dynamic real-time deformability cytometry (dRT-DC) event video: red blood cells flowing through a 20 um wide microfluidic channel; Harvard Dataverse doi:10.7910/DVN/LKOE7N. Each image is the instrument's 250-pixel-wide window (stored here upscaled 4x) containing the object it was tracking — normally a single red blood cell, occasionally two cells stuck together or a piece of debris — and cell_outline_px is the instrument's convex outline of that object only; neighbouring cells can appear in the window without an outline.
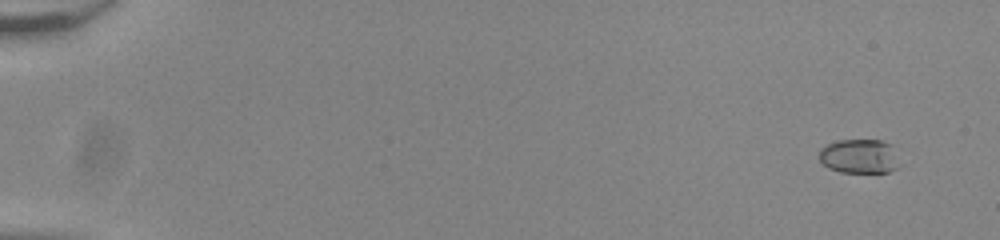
{"species": "common noctule bat (a hibernating species)", "species_latin": "Nyctalus noctula", "temperature_condition": "room temperature", "stored_images_in_passage": 55, "camera_frame_rate_fps": 3000, "um_per_image_px": 0.085, "animal": {"sex": "male", "body_mass_g": 20.0, "forearm_length_mm": 53.3}, "frame": {"image": 1, "passage_image": 3, "time_ms": 0.667, "image_size_px": [1000, 240], "cell_outline_px": [[900, 164], [896, 168], [888, 172], [840, 172], [828, 168], [820, 160], [820, 148], [828, 144], [840, 140], [884, 140], [892, 144]], "centroid_in_image_um": [73.08, 13.28], "position_along_channel_um": 11.9, "area_um2": 16.13}}
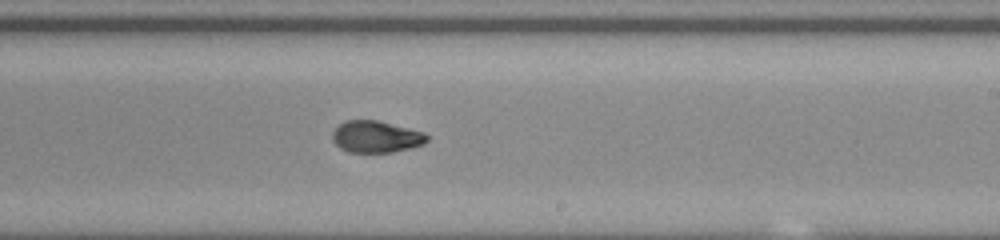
{"frame": {"image": 2, "passage_image": 35, "time_ms": 11.333, "image_size_px": [1000, 240], "cell_outline_px": [[428, 140], [424, 144], [392, 152], [348, 152], [340, 148], [332, 140], [332, 132], [344, 120], [376, 120], [424, 132], [428, 136]], "centroid_in_image_um": [31.94, 11.62], "position_along_channel_um": 257.1, "area_um2": 17.4}}
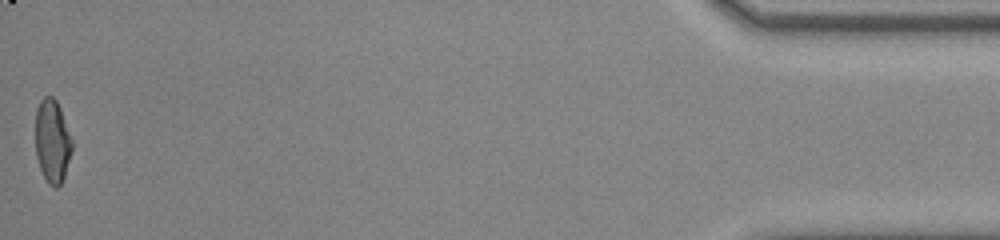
{"frame": {"image": 3, "passage_image": 55, "time_ms": 18.0, "image_size_px": [1000, 240], "cell_outline_px": [[72, 148], [64, 176], [60, 184], [56, 188], [48, 184], [40, 168], [36, 156], [36, 108], [40, 100], [44, 96], [52, 96], [56, 100], [60, 108], [72, 140]], "centroid_in_image_um": [4.43, 11.98], "position_along_channel_um": 430.8, "area_um2": 17.57}, "authors_computed_cell_mechanics": {"area_um2": 17.5712, "velocity_mm_per_s": 3.8623, "shape_relaxation_time_tau1_ms": 6.8369, "shape_relaxation_time_tau2_ms": 1.383, "deformation_change_tau1": 0.2432, "deformation_change_tau2": 0.0592}}